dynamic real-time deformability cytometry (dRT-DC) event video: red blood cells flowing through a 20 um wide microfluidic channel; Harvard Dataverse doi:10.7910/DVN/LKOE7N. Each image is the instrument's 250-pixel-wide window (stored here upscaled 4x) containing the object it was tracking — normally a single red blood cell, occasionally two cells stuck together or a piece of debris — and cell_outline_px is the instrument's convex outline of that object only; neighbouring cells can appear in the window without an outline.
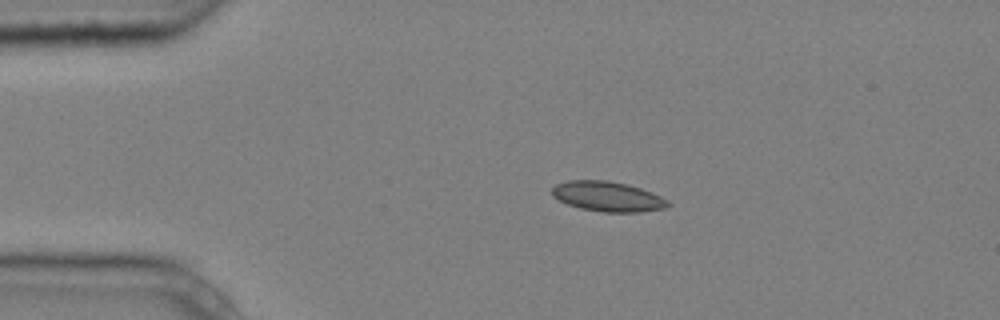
{"species": "common noctule bat (a hibernating species)", "species_latin": "Nyctalus noctula", "temperature_condition": "cold", "stored_images_in_passage": 2, "camera_frame_rate_fps": 3000, "um_per_image_px": 0.085, "animal": {"sex": "male", "body_mass_g": 20.4}, "frame": {"image": 1, "passage_image": 1, "time_ms": 0.0, "image_size_px": [1000, 320], "cell_outline_px": [[672, 204], [664, 208], [640, 212], [604, 212], [580, 208], [568, 204], [552, 196], [552, 188], [556, 184], [568, 180], [608, 180], [628, 184], [652, 192], [668, 200]], "centroid_in_image_um": [51.66, 16.69], "position_along_channel_um": 33.3, "area_um2": 20.29}}